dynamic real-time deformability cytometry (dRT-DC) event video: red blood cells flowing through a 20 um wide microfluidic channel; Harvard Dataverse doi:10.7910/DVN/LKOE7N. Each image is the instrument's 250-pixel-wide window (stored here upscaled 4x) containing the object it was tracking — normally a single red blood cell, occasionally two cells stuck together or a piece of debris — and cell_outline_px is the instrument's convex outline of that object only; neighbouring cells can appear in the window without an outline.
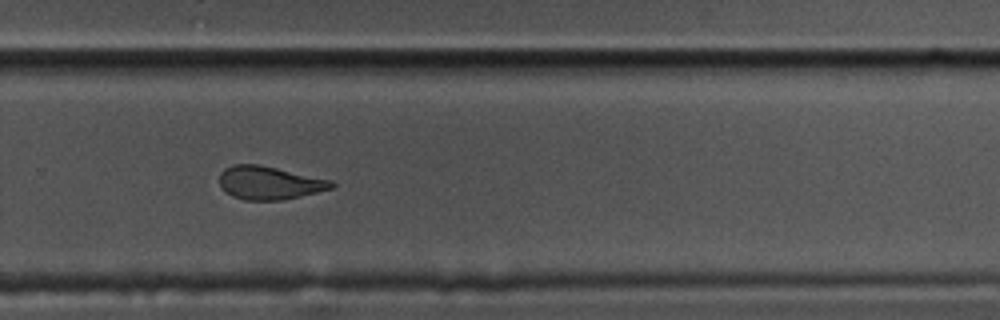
{"species": "common noctule bat (a hibernating species)", "species_latin": "Nyctalus noctula", "temperature_condition": "cold", "stored_images_in_passage": 48, "camera_frame_rate_fps": 3000, "um_per_image_px": 0.085, "animal": {"sex": "male", "body_mass_g": 17.5, "forearm_length_mm": 52.3}, "frame": {"image": 1, "passage_image": 28, "time_ms": 9.0, "image_size_px": [1000, 320], "cell_outline_px": [[336, 184], [332, 188], [300, 196], [280, 200], [244, 200], [232, 196], [220, 184], [220, 172], [224, 168], [232, 164], [260, 164], [332, 180]], "centroid_in_image_um": [22.89, 15.52], "position_along_channel_um": 306.9, "area_um2": 21.62}}
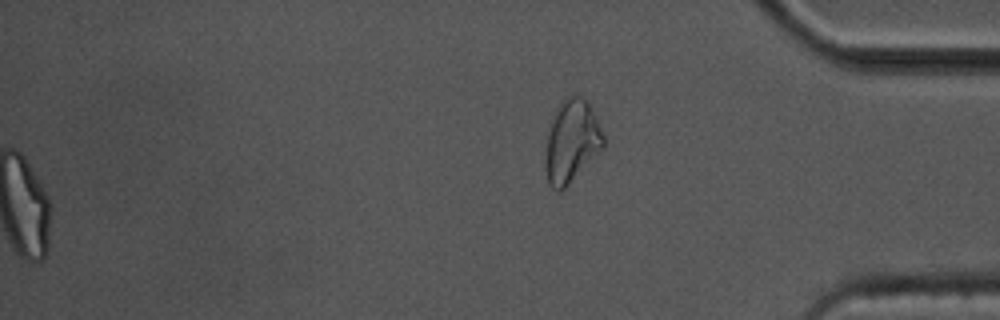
{"frame": {"image": 2, "passage_image": 48, "time_ms": 15.667, "image_size_px": [1000, 320], "cell_outline_px": [[604, 148], [560, 192], [552, 188], [548, 184], [548, 132], [556, 108], [568, 96], [580, 96], [588, 100], [596, 116], [604, 136]], "centroid_in_image_um": [48.65, 11.97], "position_along_channel_um": 386.6, "area_um2": 27.11}, "authors_computed_cell_mechanics": {"area_um2": 22.9755, "velocity_mm_per_s": 3.4449, "shape_relaxation_time_tau1_ms": 6.1744, "shape_relaxation_time_tau2_ms": 2.7397, "deformation_change_tau1": 0.1617, "deformation_change_tau2": 0.0854}}